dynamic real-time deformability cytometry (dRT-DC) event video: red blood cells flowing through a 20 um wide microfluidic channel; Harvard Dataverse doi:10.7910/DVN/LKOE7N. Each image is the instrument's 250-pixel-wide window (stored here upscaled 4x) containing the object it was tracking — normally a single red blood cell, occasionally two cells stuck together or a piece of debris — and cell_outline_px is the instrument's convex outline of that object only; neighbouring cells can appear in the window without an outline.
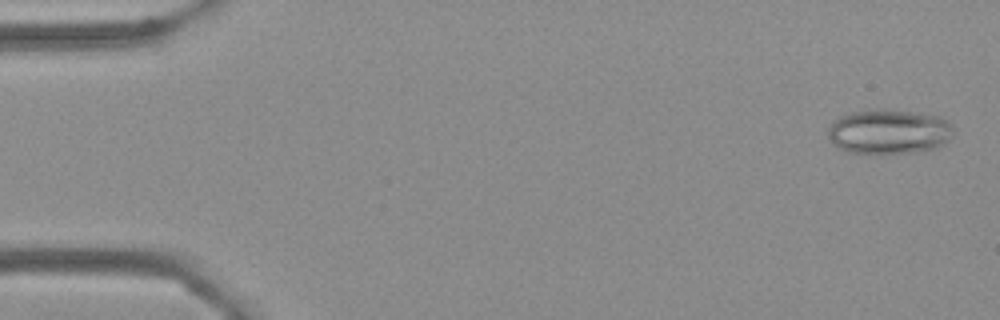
{"species": "Egyptian fruit bat (a non-hibernating species)", "species_latin": "Rousettus aegyptiacus", "temperature_condition": "cold", "stored_images_in_passage": 5, "camera_frame_rate_fps": 3000, "um_per_image_px": 0.085, "frame": {"image": 1, "passage_image": 1, "time_ms": 0.0, "image_size_px": [1000, 320], "cell_outline_px": [[956, 132], [944, 144], [936, 148], [924, 152], [880, 156], [876, 156], [844, 152], [832, 144], [828, 140], [828, 128], [832, 120], [840, 116], [852, 112], [868, 108], [888, 108], [940, 116], [948, 120], [952, 124]], "centroid_in_image_um": [75.54, 11.23], "position_along_channel_um": 9.5, "area_um2": 34.68}}